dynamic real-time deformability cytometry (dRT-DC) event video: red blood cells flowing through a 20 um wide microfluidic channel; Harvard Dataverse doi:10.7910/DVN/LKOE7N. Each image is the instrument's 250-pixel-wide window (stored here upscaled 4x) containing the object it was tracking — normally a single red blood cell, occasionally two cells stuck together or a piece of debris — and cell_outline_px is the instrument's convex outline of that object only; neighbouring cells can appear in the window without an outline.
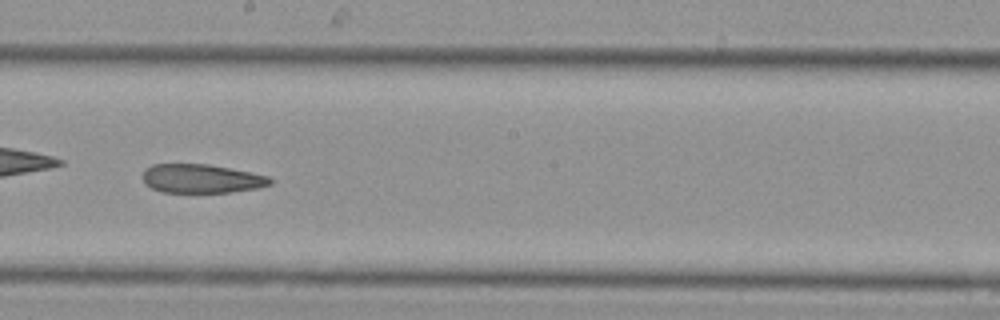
{"species": "Egyptian fruit bat (a non-hibernating species)", "species_latin": "Rousettus aegyptiacus", "temperature_condition": "cold", "stored_images_in_passage": 23, "camera_frame_rate_fps": 3000, "um_per_image_px": 0.085, "animal": {"sex": "female"}, "frame": {"image": 1, "passage_image": 10, "time_ms": 3.0, "image_size_px": [1000, 320], "cell_outline_px": [[272, 184], [260, 188], [232, 192], [160, 192], [152, 188], [140, 176], [144, 168], [152, 164], [208, 164], [268, 176], [272, 180]], "centroid_in_image_um": [17.1, 15.18], "position_along_channel_um": 231.1, "area_um2": 21.44}}
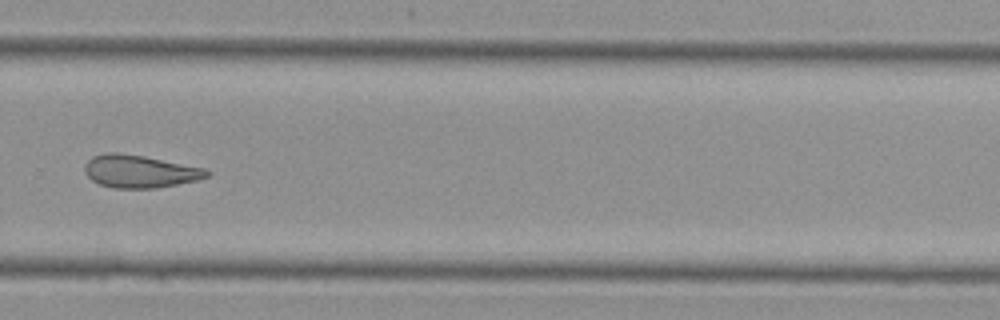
{"frame": {"image": 2, "passage_image": 14, "time_ms": 4.333, "image_size_px": [1000, 320], "cell_outline_px": [[212, 172], [208, 176], [200, 180], [156, 188], [112, 188], [100, 184], [92, 180], [84, 172], [84, 164], [92, 156], [108, 152], [116, 152], [144, 156], [204, 168]], "centroid_in_image_um": [11.88, 14.57], "position_along_channel_um": 317.9, "area_um2": 23.35}}